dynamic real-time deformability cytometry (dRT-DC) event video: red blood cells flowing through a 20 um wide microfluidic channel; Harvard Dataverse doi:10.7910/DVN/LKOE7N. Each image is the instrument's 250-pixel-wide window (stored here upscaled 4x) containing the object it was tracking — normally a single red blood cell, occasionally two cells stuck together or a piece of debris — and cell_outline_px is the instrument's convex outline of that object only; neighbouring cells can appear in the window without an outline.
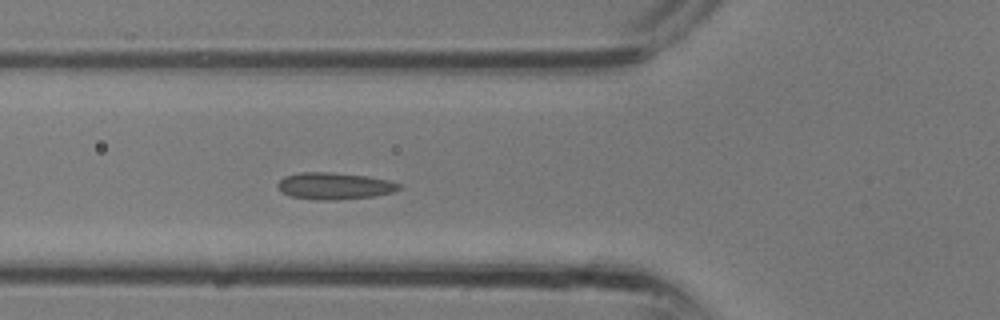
{"species": "common noctule bat (a hibernating species)", "species_latin": "Nyctalus noctula", "temperature_condition": "room temperature", "stored_images_in_passage": 11, "camera_frame_rate_fps": 3000, "um_per_image_px": 0.085, "animal": {"sex": "male", "body_mass_g": 13.3}, "frame": {"image": 1, "passage_image": 7, "time_ms": 2.0, "image_size_px": [1000, 320], "cell_outline_px": [[404, 188], [392, 192], [376, 196], [336, 200], [320, 200], [292, 196], [280, 192], [276, 188], [276, 184], [284, 176], [300, 172], [328, 172], [364, 176], [388, 180], [400, 184]], "centroid_in_image_um": [28.41, 15.81], "position_along_channel_um": 97.4, "area_um2": 19.02}}
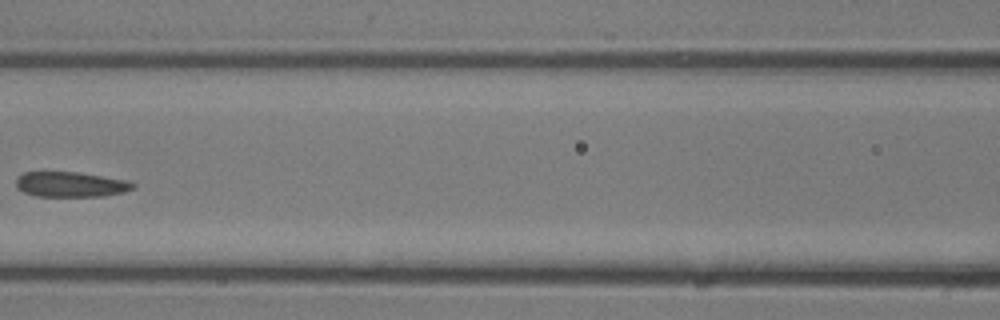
{"frame": {"image": 2, "passage_image": 10, "time_ms": 3.0, "image_size_px": [1000, 320], "cell_outline_px": [[136, 184], [132, 188], [124, 192], [104, 196], [36, 196], [24, 192], [16, 188], [16, 176], [24, 172], [76, 172], [128, 180]], "centroid_in_image_um": [5.98, 15.67], "position_along_channel_um": 160.6, "area_um2": 17.17}}